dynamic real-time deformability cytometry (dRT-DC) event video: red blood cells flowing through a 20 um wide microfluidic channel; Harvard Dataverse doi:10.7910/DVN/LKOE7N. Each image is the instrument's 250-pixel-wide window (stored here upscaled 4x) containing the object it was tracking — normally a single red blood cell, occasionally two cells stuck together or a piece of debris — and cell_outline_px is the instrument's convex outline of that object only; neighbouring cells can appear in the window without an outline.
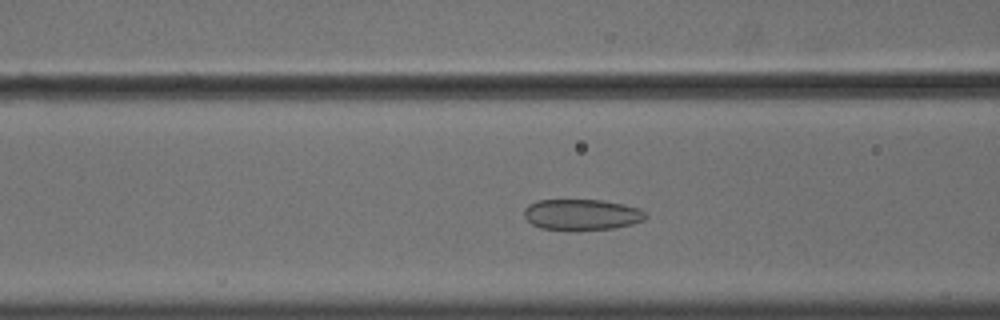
{"species": "common noctule bat (a hibernating species)", "species_latin": "Nyctalus noctula", "temperature_condition": "cold", "stored_images_in_passage": 49, "camera_frame_rate_fps": 3000, "um_per_image_px": 0.085, "animal": {"sex": "male", "body_mass_g": 18.8}, "frame": {"image": 1, "passage_image": 16, "time_ms": 5.0, "image_size_px": [1000, 320], "cell_outline_px": [[648, 216], [644, 220], [632, 224], [612, 228], [568, 232], [540, 228], [532, 224], [524, 216], [524, 208], [528, 204], [536, 200], [604, 200], [624, 204], [640, 208]], "centroid_in_image_um": [49.43, 18.26], "position_along_channel_um": 117.2, "area_um2": 22.48}}
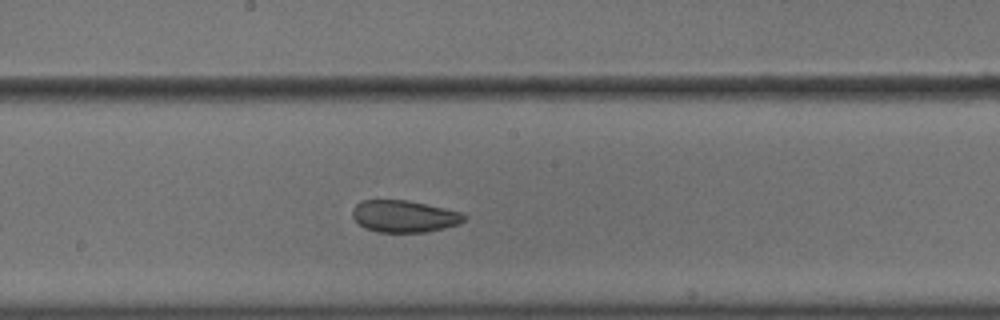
{"frame": {"image": 2, "passage_image": 24, "time_ms": 7.667, "image_size_px": [1000, 320], "cell_outline_px": [[468, 216], [460, 224], [444, 228], [424, 232], [376, 232], [364, 228], [352, 216], [352, 208], [360, 200], [404, 200], [444, 208], [460, 212]], "centroid_in_image_um": [34.33, 18.39], "position_along_channel_um": 213.9, "area_um2": 20.75}}
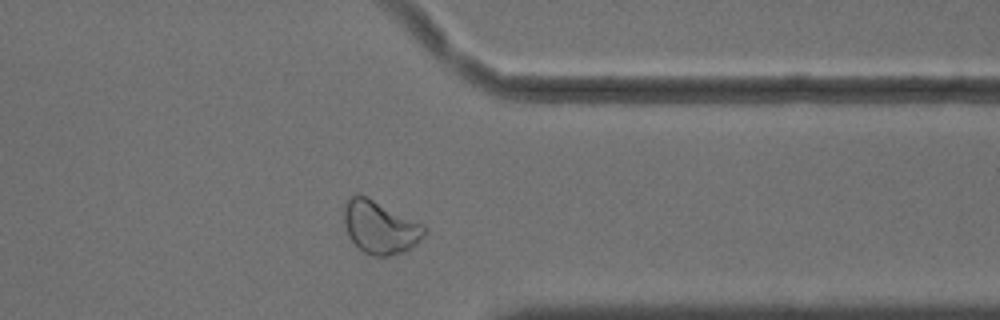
{"frame": {"image": 3, "passage_image": 38, "time_ms": 12.333, "image_size_px": [1000, 320], "cell_outline_px": [[428, 232], [416, 244], [404, 252], [388, 256], [372, 256], [364, 252], [348, 236], [344, 224], [344, 204], [352, 196], [368, 196], [424, 224], [428, 228]], "centroid_in_image_um": [32.35, 19.32], "position_along_channel_um": 379.1, "area_um2": 24.91}, "authors_computed_cell_mechanics": {"area_um2": 23.12, "velocity_mm_per_s": 3.6174, "shape_relaxation_time_tau1_ms": null, "shape_relaxation_time_tau2_ms": 1.9527, "deformation_change_tau1": null, "deformation_change_tau2": 0.0735}}